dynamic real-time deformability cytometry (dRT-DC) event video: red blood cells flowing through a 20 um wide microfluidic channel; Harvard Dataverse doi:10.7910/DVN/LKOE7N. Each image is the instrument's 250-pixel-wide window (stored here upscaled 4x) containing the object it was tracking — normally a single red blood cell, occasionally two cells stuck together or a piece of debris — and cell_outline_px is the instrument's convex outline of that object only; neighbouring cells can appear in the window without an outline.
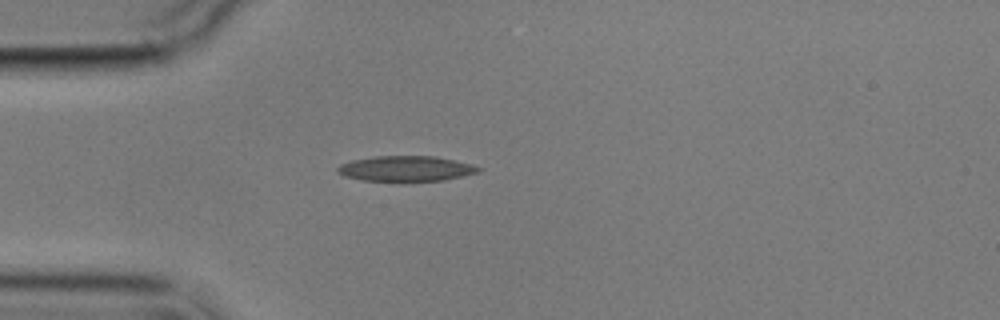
{"species": "common noctule bat (a hibernating species)", "species_latin": "Nyctalus noctula", "temperature_condition": "cold", "stored_images_in_passage": 4, "camera_frame_rate_fps": 3000, "um_per_image_px": 0.085, "animal": {"sex": "male", "body_mass_g": 17.9}, "frame": {"image": 1, "passage_image": 1, "time_ms": 0.0, "image_size_px": [1000, 320], "cell_outline_px": [[484, 168], [480, 172], [444, 180], [396, 184], [360, 180], [344, 176], [336, 172], [336, 168], [340, 164], [352, 160], [376, 156], [436, 156], [472, 164]], "centroid_in_image_um": [34.48, 14.38], "position_along_channel_um": 50.5, "area_um2": 21.91}}
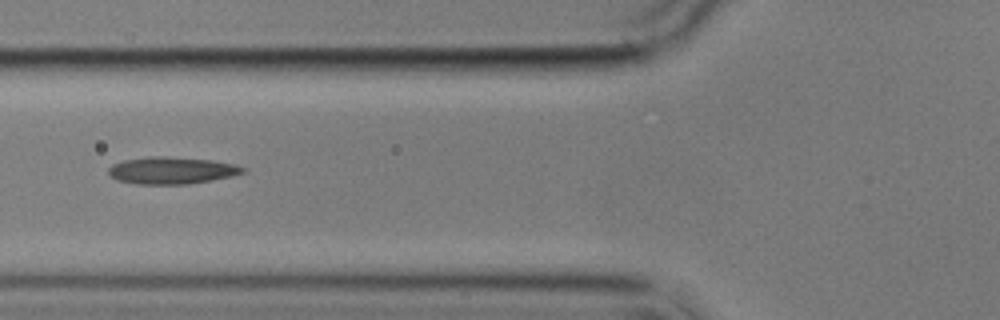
{"frame": {"image": 2, "passage_image": 3, "time_ms": 2.0, "image_size_px": [1000, 320], "cell_outline_px": [[248, 168], [244, 172], [232, 176], [212, 180], [188, 184], [136, 184], [116, 180], [108, 172], [108, 168], [112, 164], [124, 160], [148, 156], [164, 156], [212, 160], [236, 164]], "centroid_in_image_um": [14.61, 14.48], "position_along_channel_um": 111.2, "area_um2": 21.33}}
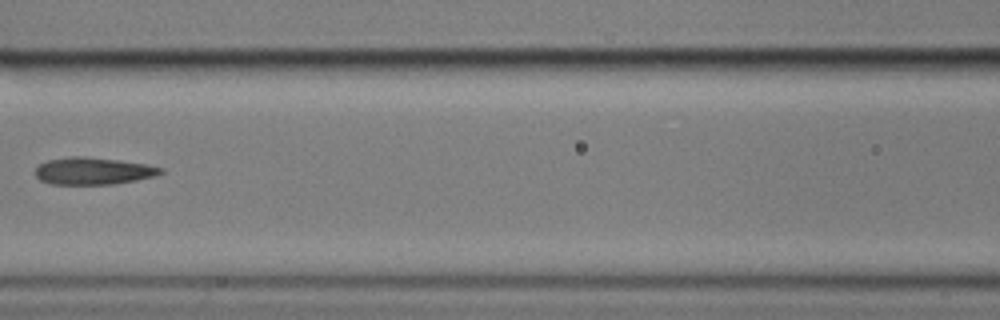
{"frame": {"image": 3, "passage_image": 4, "time_ms": 3.333, "image_size_px": [1000, 320], "cell_outline_px": [[164, 172], [156, 176], [116, 184], [52, 184], [40, 180], [36, 176], [36, 168], [40, 164], [48, 160], [72, 156], [84, 156], [120, 160], [148, 164], [164, 168]], "centroid_in_image_um": [7.97, 14.53], "position_along_channel_um": 158.6, "area_um2": 19.94}}